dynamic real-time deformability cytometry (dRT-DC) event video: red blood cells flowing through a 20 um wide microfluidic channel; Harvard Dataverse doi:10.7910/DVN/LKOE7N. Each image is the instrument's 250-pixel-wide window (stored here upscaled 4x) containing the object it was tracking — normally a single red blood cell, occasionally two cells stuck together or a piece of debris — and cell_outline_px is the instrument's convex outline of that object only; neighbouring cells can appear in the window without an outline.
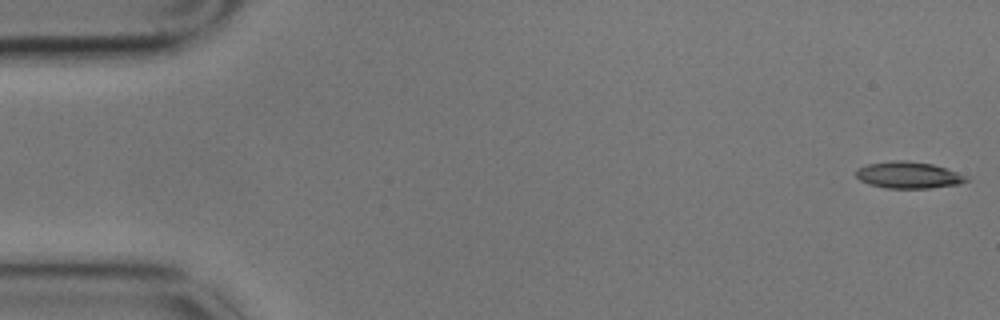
{"species": "common noctule bat (a hibernating species)", "species_latin": "Nyctalus noctula", "temperature_condition": "cold", "stored_images_in_passage": 44, "camera_frame_rate_fps": 3000, "um_per_image_px": 0.085, "animal": {"sex": "male", "body_mass_g": 17.9}, "frame": {"image": 1, "passage_image": 1, "time_ms": 0.0, "image_size_px": [1000, 320], "cell_outline_px": [[968, 180], [960, 184], [932, 188], [884, 188], [868, 184], [860, 180], [856, 176], [856, 168], [868, 164], [892, 160], [908, 160], [932, 164], [956, 172], [964, 176]], "centroid_in_image_um": [77.16, 14.88], "position_along_channel_um": 7.8, "area_um2": 17.11}}
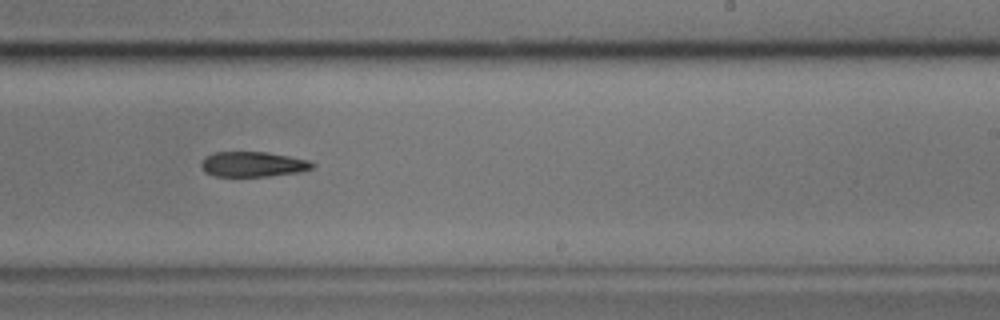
{"frame": {"image": 2, "passage_image": 35, "time_ms": 11.333, "image_size_px": [1000, 320], "cell_outline_px": [[316, 164], [312, 168], [300, 172], [268, 176], [216, 176], [204, 172], [200, 168], [200, 160], [204, 156], [212, 152], [268, 152], [308, 160]], "centroid_in_image_um": [21.44, 13.95], "position_along_channel_um": 267.6, "area_um2": 16.47}}
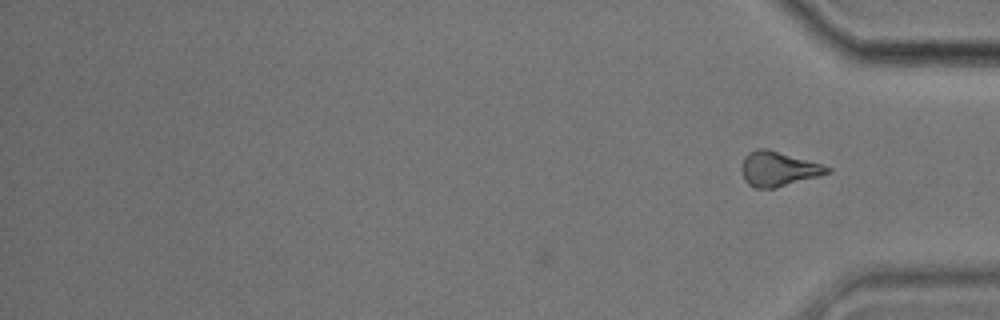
{"frame": {"image": 3, "passage_image": 44, "time_ms": 14.333, "image_size_px": [1000, 320], "cell_outline_px": [[832, 172], [820, 176], [776, 188], [756, 188], [748, 184], [744, 180], [740, 168], [744, 156], [748, 152], [756, 148], [768, 148], [820, 164], [832, 168]], "centroid_in_image_um": [66.13, 14.35], "position_along_channel_um": 369.1, "area_um2": 17.51}, "authors_computed_cell_mechanics": {"area_um2": 17.4845, "velocity_mm_per_s": 3.4203, "shape_relaxation_time_tau1_ms": 7.355, "shape_relaxation_time_tau2_ms": null, "deformation_change_tau1": 0.1372, "deformation_change_tau2": null}}